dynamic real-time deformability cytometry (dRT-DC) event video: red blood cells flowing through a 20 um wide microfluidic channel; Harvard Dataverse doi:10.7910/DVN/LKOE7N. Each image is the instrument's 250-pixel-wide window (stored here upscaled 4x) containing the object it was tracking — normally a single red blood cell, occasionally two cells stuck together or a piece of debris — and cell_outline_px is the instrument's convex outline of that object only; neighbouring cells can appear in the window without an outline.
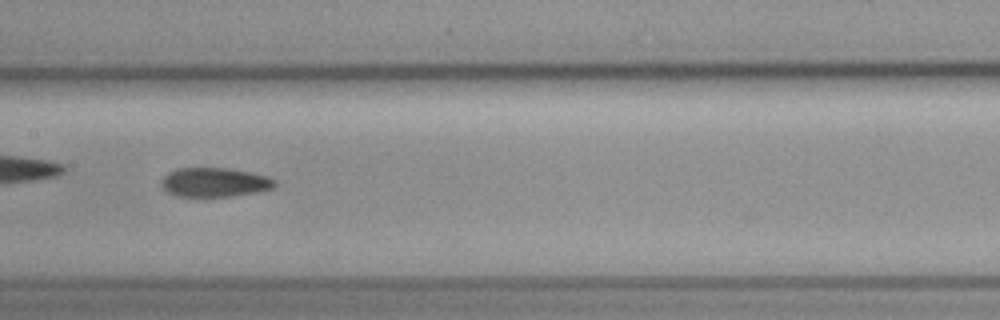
{"species": "common noctule bat (a hibernating species)", "species_latin": "Nyctalus noctula", "temperature_condition": "cold", "stored_images_in_passage": 9, "camera_frame_rate_fps": 3000, "um_per_image_px": 0.085, "animal": {"sex": "female", "body_mass_g": 19.3, "forearm_length_mm": 54.1}, "frame": {"image": 1, "passage_image": 7, "time_ms": 7.0, "image_size_px": [1000, 320], "cell_outline_px": [[276, 184], [272, 188], [256, 192], [228, 196], [176, 196], [160, 188], [160, 180], [168, 172], [176, 168], [228, 168], [268, 176], [276, 180]], "centroid_in_image_um": [18.18, 15.49], "position_along_channel_um": 189.2, "area_um2": 19.31}}